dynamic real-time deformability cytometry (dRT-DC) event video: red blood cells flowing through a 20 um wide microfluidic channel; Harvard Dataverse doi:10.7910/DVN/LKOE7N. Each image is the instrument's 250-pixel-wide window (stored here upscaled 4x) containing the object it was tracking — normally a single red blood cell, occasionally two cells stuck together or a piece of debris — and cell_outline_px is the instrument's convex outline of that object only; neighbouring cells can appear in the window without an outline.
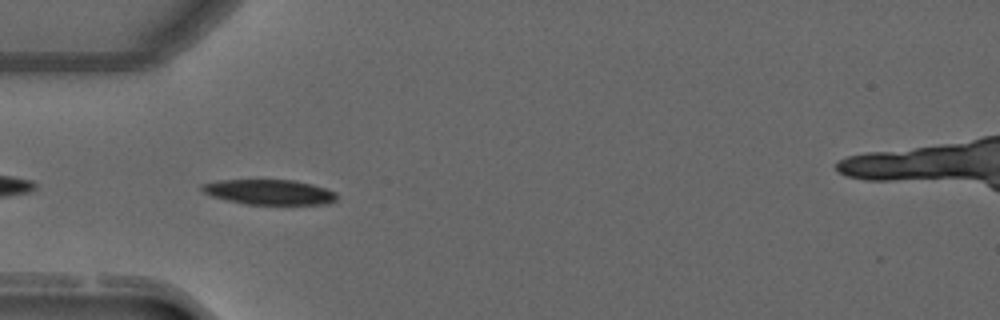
{"species": "common noctule bat (a hibernating species)", "species_latin": "Nyctalus noctula", "temperature_condition": "warm", "stored_images_in_passage": 5, "camera_frame_rate_fps": 3000, "um_per_image_px": 0.085, "animal": {"sex": "male", "forearm_length_mm": 52.5}, "frame": {"image": 1, "passage_image": 2, "time_ms": 0.333, "image_size_px": [1000, 320], "cell_outline_px": [[336, 200], [328, 204], [244, 204], [212, 196], [204, 192], [200, 188], [200, 184], [220, 180], [296, 180], [312, 184], [336, 192]], "centroid_in_image_um": [22.89, 16.32], "position_along_channel_um": 62.1, "area_um2": 19.65}}